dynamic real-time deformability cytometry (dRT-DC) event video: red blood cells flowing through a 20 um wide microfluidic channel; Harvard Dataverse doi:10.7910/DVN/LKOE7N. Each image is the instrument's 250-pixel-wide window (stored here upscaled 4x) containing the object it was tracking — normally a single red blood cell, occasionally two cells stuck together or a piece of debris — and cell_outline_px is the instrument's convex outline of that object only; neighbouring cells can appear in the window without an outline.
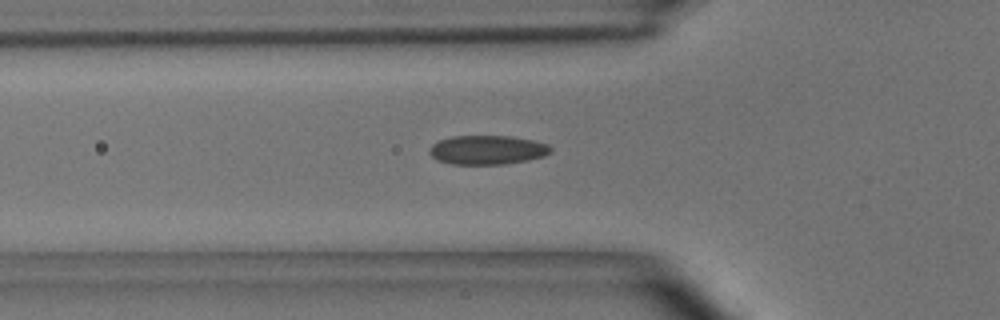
{"species": "common noctule bat (a hibernating species)", "species_latin": "Nyctalus noctula", "temperature_condition": "room temperature", "stored_images_in_passage": 39, "camera_frame_rate_fps": 3000, "um_per_image_px": 0.085, "animal": {"sex": "male", "body_mass_g": 15.6}, "frame": {"image": 1, "passage_image": 3, "time_ms": 0.667, "image_size_px": [1000, 320], "cell_outline_px": [[552, 152], [544, 156], [528, 160], [504, 164], [452, 164], [436, 160], [428, 152], [428, 148], [432, 144], [440, 140], [452, 136], [512, 136], [532, 140], [548, 144], [552, 148]], "centroid_in_image_um": [41.42, 12.74], "position_along_channel_um": 84.4, "area_um2": 20.69}}
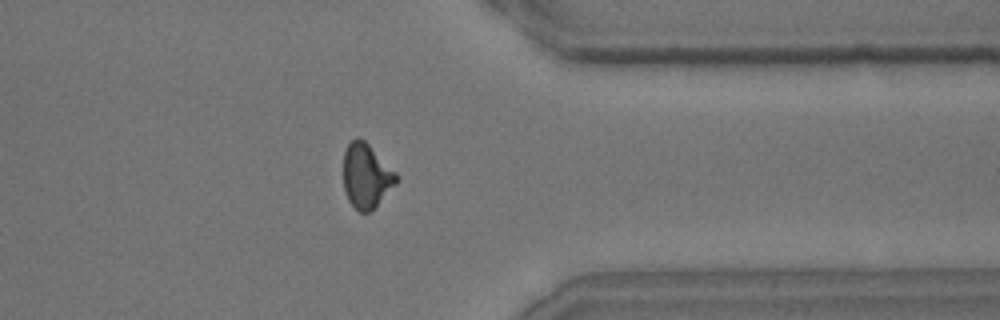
{"frame": {"image": 2, "passage_image": 28, "time_ms": 9.0, "image_size_px": [1000, 320], "cell_outline_px": [[400, 176], [396, 184], [368, 212], [360, 212], [348, 200], [344, 188], [344, 152], [348, 144], [356, 136], [360, 136]], "centroid_in_image_um": [31.13, 14.91], "position_along_channel_um": 380.3, "area_um2": 19.59}}
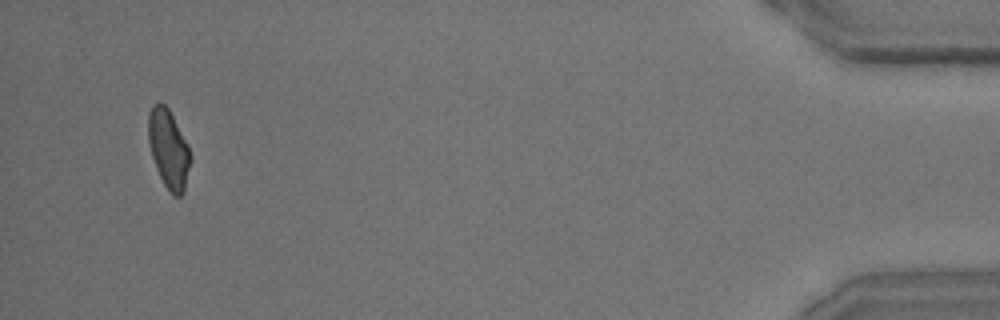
{"frame": {"image": 3, "passage_image": 37, "time_ms": 12.0, "image_size_px": [1000, 320], "cell_outline_px": [[192, 160], [184, 192], [180, 196], [172, 196], [168, 192], [156, 168], [152, 156], [148, 140], [148, 112], [152, 104], [164, 104], [168, 108], [188, 144], [192, 156]], "centroid_in_image_um": [14.35, 12.7], "position_along_channel_um": 420.9, "area_um2": 19.54}, "authors_computed_cell_mechanics": {"area_um2": 19.7676, "velocity_mm_per_s": 3.6415, "shape_relaxation_time_tau1_ms": 6.3218, "shape_relaxation_time_tau2_ms": 1.7633, "deformation_change_tau1": 0.146, "deformation_change_tau2": 0.0836}}